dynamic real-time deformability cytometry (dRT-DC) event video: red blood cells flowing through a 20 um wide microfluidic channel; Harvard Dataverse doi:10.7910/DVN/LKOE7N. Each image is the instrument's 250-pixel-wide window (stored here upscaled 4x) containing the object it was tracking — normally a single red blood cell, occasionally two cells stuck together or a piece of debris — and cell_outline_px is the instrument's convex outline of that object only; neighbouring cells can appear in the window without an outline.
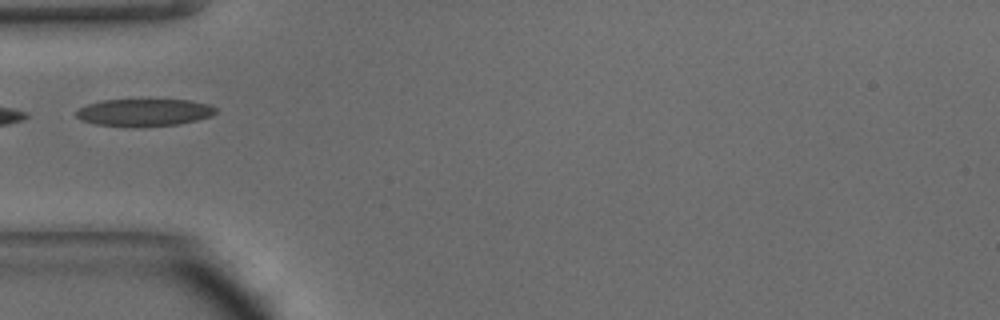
{"species": "common noctule bat (a hibernating species)", "species_latin": "Nyctalus noctula", "temperature_condition": "warm", "stored_images_in_passage": 10, "camera_frame_rate_fps": 3000, "um_per_image_px": 0.085, "animal": {"sex": "male", "body_mass_g": 15.6}, "frame": {"image": 1, "passage_image": 1, "time_ms": 0.0, "image_size_px": [1000, 320], "cell_outline_px": [[216, 112], [212, 116], [180, 124], [140, 128], [132, 128], [96, 124], [80, 120], [76, 116], [76, 112], [80, 108], [88, 104], [104, 100], [192, 100], [208, 104], [216, 108]], "centroid_in_image_um": [12.26, 9.58], "position_along_channel_um": 72.7, "area_um2": 22.54}}